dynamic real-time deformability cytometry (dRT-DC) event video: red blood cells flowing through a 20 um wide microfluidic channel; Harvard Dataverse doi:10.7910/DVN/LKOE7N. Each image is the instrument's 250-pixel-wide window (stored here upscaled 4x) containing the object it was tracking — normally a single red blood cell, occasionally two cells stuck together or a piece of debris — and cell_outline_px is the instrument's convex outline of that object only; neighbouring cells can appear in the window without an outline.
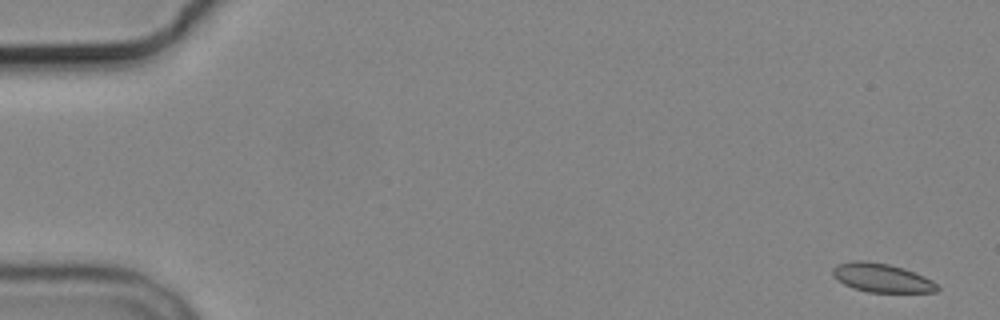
{"species": "common noctule bat (a hibernating species)", "species_latin": "Nyctalus noctula", "temperature_condition": "cold", "stored_images_in_passage": 6, "segment_of_instrument_passage": [1, 2], "camera_frame_rate_fps": 3000, "um_per_image_px": 0.085, "animal": {"sex": "male", "body_mass_g": 19.2, "forearm_length_mm": 51.8}, "frame": {"image": 1, "passage_image": 1, "time_ms": 0.0, "image_size_px": [1000, 320], "cell_outline_px": [[940, 288], [936, 292], [868, 292], [852, 288], [844, 284], [832, 276], [832, 268], [836, 264], [856, 260], [864, 260], [888, 264], [904, 268], [924, 276], [932, 280]], "centroid_in_image_um": [74.92, 23.61], "position_along_channel_um": 10.1, "area_um2": 17.63}}